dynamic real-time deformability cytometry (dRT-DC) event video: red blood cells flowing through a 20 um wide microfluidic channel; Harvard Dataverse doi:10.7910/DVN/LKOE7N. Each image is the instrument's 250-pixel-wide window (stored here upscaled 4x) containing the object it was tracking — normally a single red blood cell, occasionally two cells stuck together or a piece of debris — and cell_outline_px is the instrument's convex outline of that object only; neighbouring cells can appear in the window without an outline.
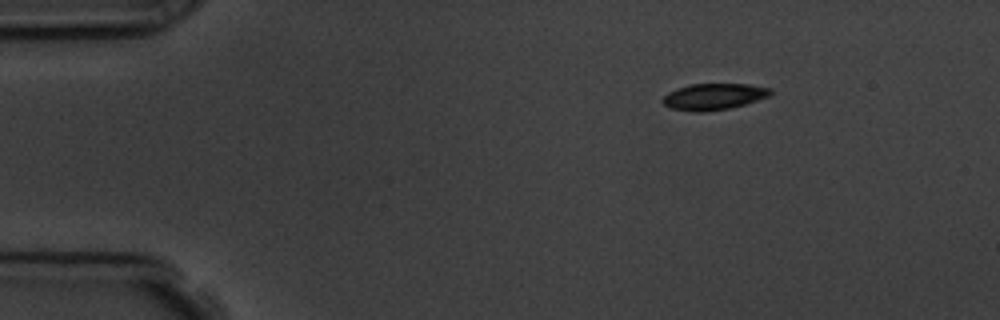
{"species": "common noctule bat (a hibernating species)", "species_latin": "Nyctalus noctula", "temperature_condition": "room temperature", "stored_images_in_passage": 5, "camera_frame_rate_fps": 3000, "um_per_image_px": 0.085, "animal": {"sex": "male", "body_mass_g": 19.5, "forearm_length_mm": 54.6}, "frame": {"image": 1, "passage_image": 1, "time_ms": 0.0, "image_size_px": [1000, 320], "cell_outline_px": [[772, 92], [768, 96], [744, 104], [728, 108], [704, 112], [696, 112], [672, 108], [664, 104], [660, 100], [668, 92], [676, 88], [692, 84], [748, 84], [772, 88]], "centroid_in_image_um": [60.64, 8.2], "position_along_channel_um": 24.4, "area_um2": 16.42}}
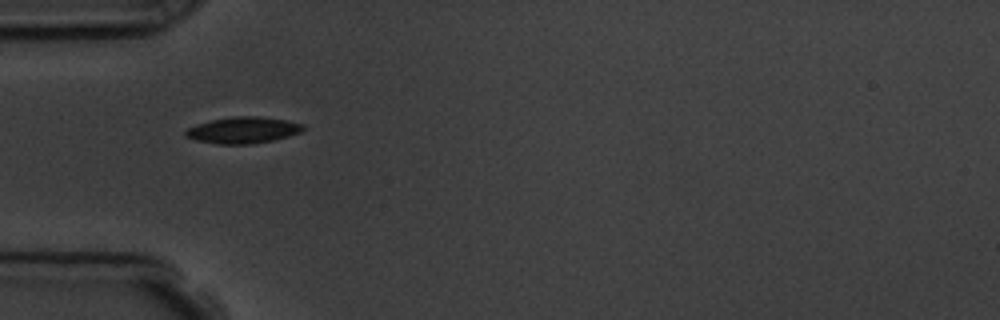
{"frame": {"image": 2, "passage_image": 3, "time_ms": 3.0, "image_size_px": [1000, 320], "cell_outline_px": [[304, 128], [300, 132], [288, 136], [272, 140], [252, 144], [216, 144], [196, 140], [184, 136], [184, 132], [188, 128], [196, 124], [212, 120], [232, 116], [256, 116], [288, 120], [304, 124]], "centroid_in_image_um": [20.64, 11.06], "position_along_channel_um": 64.4, "area_um2": 18.09}}